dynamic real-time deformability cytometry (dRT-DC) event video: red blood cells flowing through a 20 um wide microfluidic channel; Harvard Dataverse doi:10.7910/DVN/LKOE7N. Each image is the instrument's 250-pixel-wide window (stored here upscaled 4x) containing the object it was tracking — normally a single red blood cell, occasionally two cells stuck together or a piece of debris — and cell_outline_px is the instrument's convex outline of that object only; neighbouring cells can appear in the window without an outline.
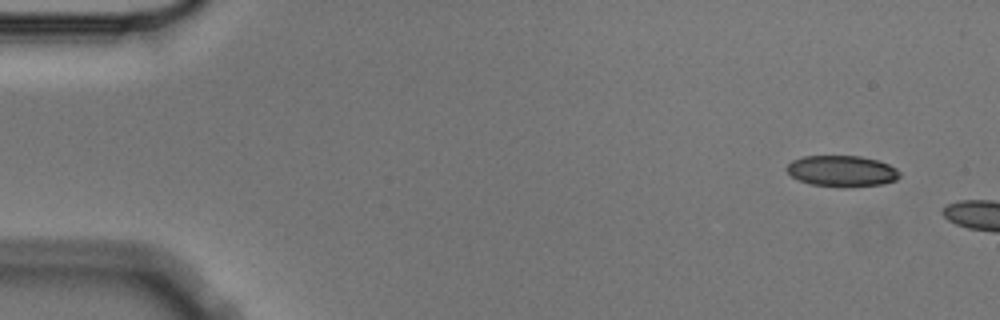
{"species": "Egyptian fruit bat (a non-hibernating species)", "species_latin": "Rousettus aegyptiacus", "temperature_condition": "cold", "stored_images_in_passage": 2, "camera_frame_rate_fps": 3000, "um_per_image_px": 0.085, "animal": {"sex": "male"}, "frame": {"image": 1, "passage_image": 1, "time_ms": 0.0, "image_size_px": [1000, 320], "cell_outline_px": [[900, 176], [896, 180], [880, 184], [844, 188], [812, 184], [800, 180], [792, 176], [784, 168], [792, 160], [804, 156], [860, 156], [876, 160], [888, 164], [896, 168], [900, 172]], "centroid_in_image_um": [71.56, 14.54], "position_along_channel_um": 13.4, "area_um2": 20.46}}